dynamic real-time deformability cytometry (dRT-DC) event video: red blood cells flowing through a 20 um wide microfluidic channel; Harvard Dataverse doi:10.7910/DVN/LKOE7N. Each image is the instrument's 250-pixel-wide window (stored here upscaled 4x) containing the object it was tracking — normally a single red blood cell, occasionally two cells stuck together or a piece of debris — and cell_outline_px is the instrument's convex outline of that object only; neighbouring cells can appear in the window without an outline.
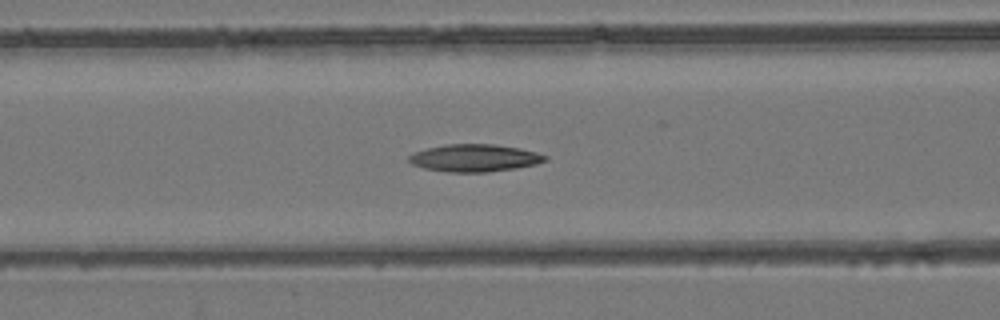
{"species": "common noctule bat (a hibernating species)", "species_latin": "Nyctalus noctula", "temperature_condition": "room temperature", "stored_images_in_passage": 47, "camera_frame_rate_fps": 3000, "um_per_image_px": 0.085, "animal": {"sex": "female", "body_mass_g": 24.6, "forearm_length_mm": 56.2}, "frame": {"image": 1, "passage_image": 16, "time_ms": 5.0, "image_size_px": [1000, 320], "cell_outline_px": [[548, 160], [536, 164], [516, 168], [488, 172], [448, 172], [424, 168], [412, 164], [408, 160], [408, 156], [412, 152], [444, 144], [492, 144], [520, 148], [536, 152], [548, 156]], "centroid_in_image_um": [40.33, 13.42], "position_along_channel_um": 126.3, "area_um2": 21.85}}
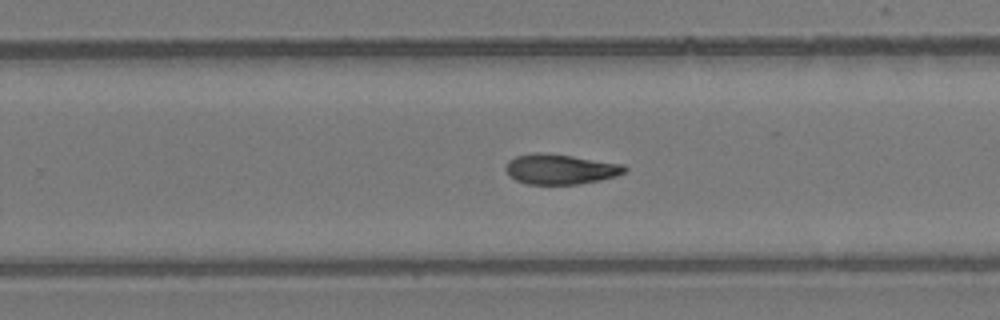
{"frame": {"image": 2, "passage_image": 28, "time_ms": 9.0, "image_size_px": [1000, 320], "cell_outline_px": [[628, 168], [624, 172], [616, 176], [600, 180], [580, 184], [528, 184], [516, 180], [504, 168], [508, 160], [516, 156], [532, 152], [540, 152], [572, 156], [624, 164]], "centroid_in_image_um": [47.63, 14.37], "position_along_channel_um": 282.2, "area_um2": 20.87}}
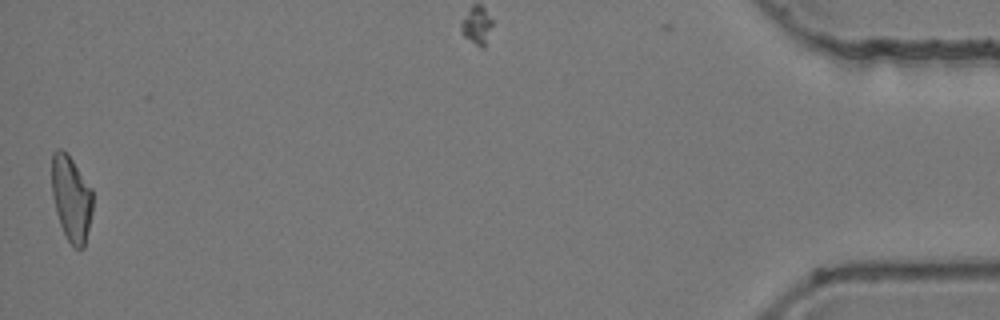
{"frame": {"image": 3, "passage_image": 47, "time_ms": 15.333, "image_size_px": [1000, 320], "cell_outline_px": [[92, 212], [84, 248], [76, 248], [68, 240], [60, 224], [56, 212], [52, 192], [52, 152], [56, 148], [60, 148], [68, 152], [92, 188]], "centroid_in_image_um": [6.06, 16.8], "position_along_channel_um": 429.1, "area_um2": 20.52}}